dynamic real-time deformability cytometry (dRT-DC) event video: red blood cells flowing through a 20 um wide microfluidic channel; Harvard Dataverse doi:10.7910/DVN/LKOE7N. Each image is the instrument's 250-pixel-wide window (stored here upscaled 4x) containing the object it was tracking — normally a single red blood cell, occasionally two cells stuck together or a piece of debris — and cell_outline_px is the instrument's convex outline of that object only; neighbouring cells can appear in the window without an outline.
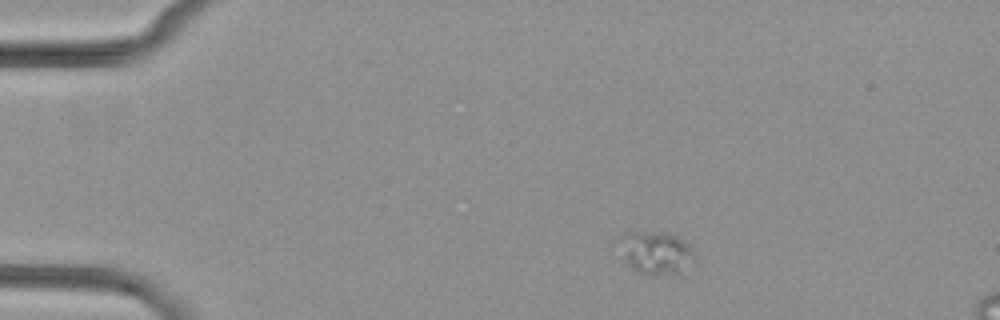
{"species": "common noctule bat (a hibernating species)", "species_latin": "Nyctalus noctula", "temperature_condition": "cold", "stored_images_in_passage": 4, "camera_frame_rate_fps": 3000, "um_per_image_px": 0.085, "animal": {"sex": "female", "body_mass_g": 29.2, "forearm_length_mm": 56.3}, "frame": {"image": 1, "passage_image": 1, "time_ms": 0.0, "image_size_px": [1000, 320], "cell_outline_px": [[696, 256], [680, 276], [648, 276], [632, 268], [624, 260], [612, 240], [616, 236], [624, 232], [668, 232], [684, 240], [692, 248]], "centroid_in_image_um": [55.67, 21.49], "position_along_channel_um": 29.3, "area_um2": 20.11}}